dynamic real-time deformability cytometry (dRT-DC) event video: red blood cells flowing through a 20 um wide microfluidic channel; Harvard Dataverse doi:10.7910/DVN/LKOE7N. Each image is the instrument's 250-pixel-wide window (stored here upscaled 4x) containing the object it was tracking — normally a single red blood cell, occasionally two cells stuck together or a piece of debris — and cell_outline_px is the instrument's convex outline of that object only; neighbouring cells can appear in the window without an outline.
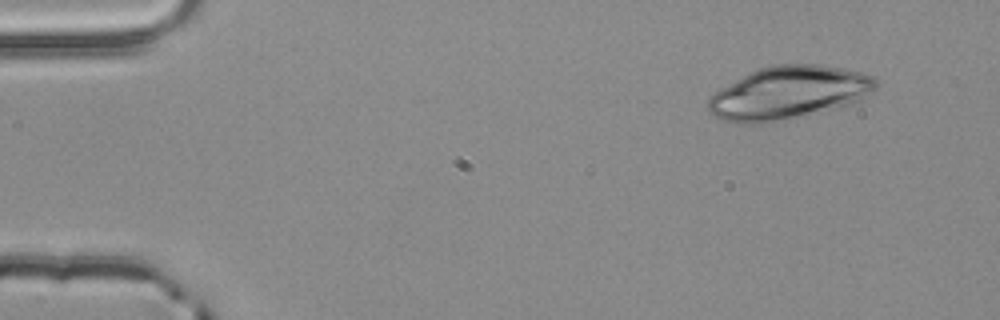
{"species": "common noctule bat (a hibernating species)", "species_latin": "Nyctalus noctula", "temperature_condition": "room temperature", "stored_images_in_passage": 53, "camera_frame_rate_fps": 3000, "um_per_image_px": 0.085, "animal": {"sex": "male", "body_mass_g": 20.4}, "frame": {"image": 1, "passage_image": 5, "time_ms": 1.333, "image_size_px": [1000, 320], "cell_outline_px": [[880, 84], [876, 88], [860, 100], [848, 104], [784, 120], [756, 124], [744, 124], [724, 120], [708, 112], [708, 96], [720, 88], [760, 68], [772, 64], [820, 64], [844, 68], [860, 72], [872, 76]], "centroid_in_image_um": [67.02, 7.88], "position_along_channel_um": 18.0, "area_um2": 51.44}}
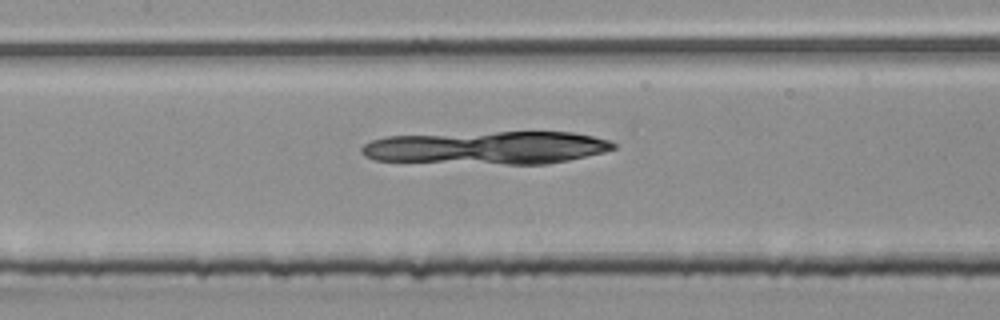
{"frame": {"image": 2, "passage_image": 25, "time_ms": 8.0, "image_size_px": [1000, 320], "cell_outline_px": [[616, 148], [604, 152], [568, 160], [548, 164], [504, 164], [376, 160], [364, 156], [360, 152], [360, 148], [364, 144], [372, 140], [388, 136], [496, 132], [572, 132], [592, 136], [608, 140], [616, 144]], "centroid_in_image_um": [41.42, 12.55], "position_along_channel_um": 166.0, "area_um2": 48.15}}
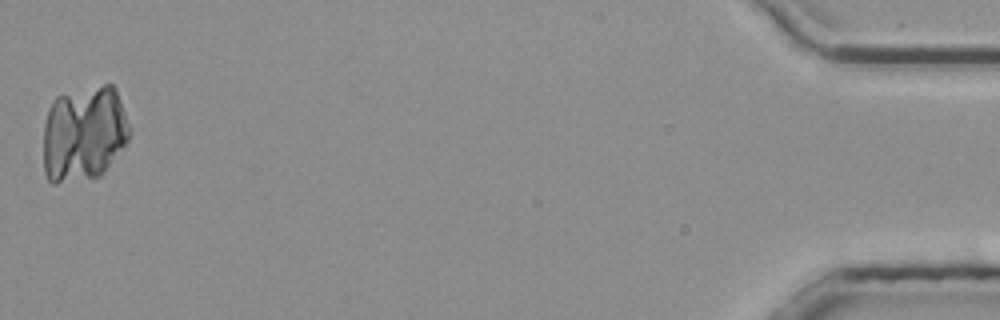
{"frame": {"image": 3, "passage_image": 53, "time_ms": 17.333, "image_size_px": [1000, 320], "cell_outline_px": [[132, 132], [124, 148], [104, 172], [100, 176], [56, 184], [52, 184], [48, 180], [44, 172], [44, 124], [48, 108], [52, 100], [56, 96], [104, 84], [112, 84], [116, 88]], "centroid_in_image_um": [7.14, 11.37], "position_along_channel_um": 428.1, "area_um2": 48.67}}